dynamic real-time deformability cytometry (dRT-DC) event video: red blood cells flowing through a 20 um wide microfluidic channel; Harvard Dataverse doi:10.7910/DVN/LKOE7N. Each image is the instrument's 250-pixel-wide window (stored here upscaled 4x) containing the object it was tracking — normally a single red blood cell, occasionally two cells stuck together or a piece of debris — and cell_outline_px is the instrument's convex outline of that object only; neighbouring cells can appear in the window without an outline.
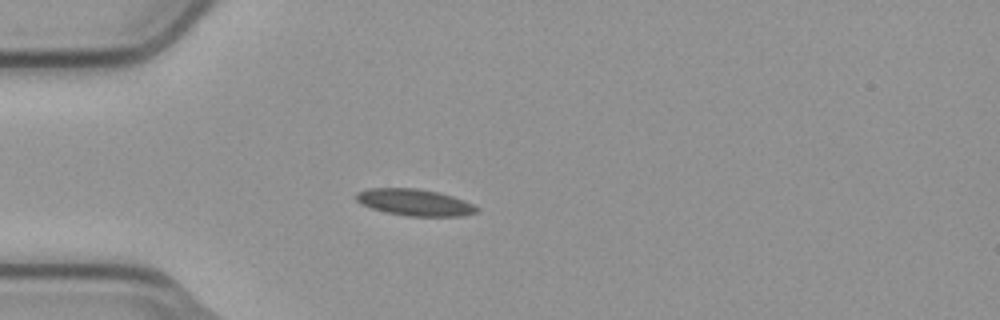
{"species": "common noctule bat (a hibernating species)", "species_latin": "Nyctalus noctula", "temperature_condition": "cold", "stored_images_in_passage": 4, "camera_frame_rate_fps": 3000, "um_per_image_px": 0.085, "animal": {"sex": "male", "body_mass_g": 23.1, "forearm_length_mm": 52.7}, "frame": {"image": 1, "passage_image": 3, "time_ms": 0.667, "image_size_px": [1000, 320], "cell_outline_px": [[480, 208], [476, 212], [460, 216], [408, 216], [384, 212], [360, 204], [356, 200], [356, 192], [368, 188], [416, 188], [440, 192], [464, 200]], "centroid_in_image_um": [35.22, 17.19], "position_along_channel_um": 49.8, "area_um2": 18.79}}